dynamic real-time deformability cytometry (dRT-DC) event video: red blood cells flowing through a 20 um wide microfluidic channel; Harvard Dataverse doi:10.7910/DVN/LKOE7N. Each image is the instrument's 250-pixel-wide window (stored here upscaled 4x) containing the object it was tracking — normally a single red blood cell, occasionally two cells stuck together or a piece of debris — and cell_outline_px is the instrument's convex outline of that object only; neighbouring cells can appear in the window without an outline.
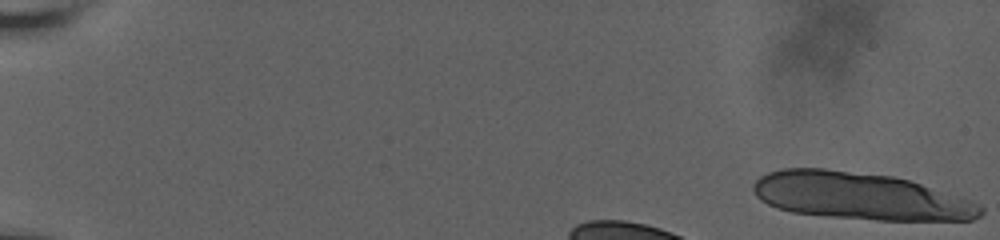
{"species": "human", "species_latin": "Homo sapiens", "temperature_condition": "room temperature", "stored_images_in_passage": 43, "camera_frame_rate_fps": 3000, "um_per_image_px": 0.085, "donor": {"sex": "male"}, "frame": {"image": 1, "passage_image": 1, "time_ms": 0.0, "image_size_px": [1000, 240], "cell_outline_px": [[984, 212], [980, 216], [972, 220], [880, 220], [832, 216], [792, 212], [768, 204], [760, 200], [756, 196], [752, 188], [752, 184], [760, 176], [768, 172], [780, 168], [824, 168], [892, 176], [908, 180], [968, 200], [984, 208]], "centroid_in_image_um": [73.05, 16.66], "position_along_channel_um": 12.0, "area_um2": 61.85}}
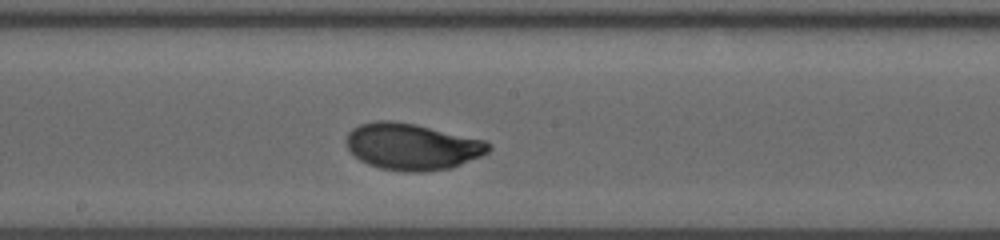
{"frame": {"image": 2, "passage_image": 27, "time_ms": 7.667, "image_size_px": [1000, 240], "cell_outline_px": [[492, 148], [488, 152], [480, 156], [452, 168], [424, 172], [404, 172], [380, 168], [368, 164], [360, 160], [348, 148], [348, 132], [352, 128], [360, 124], [376, 120], [392, 120], [416, 124], [484, 140], [492, 144]], "centroid_in_image_um": [35.05, 12.46], "position_along_channel_um": 213.2, "area_um2": 38.61}}
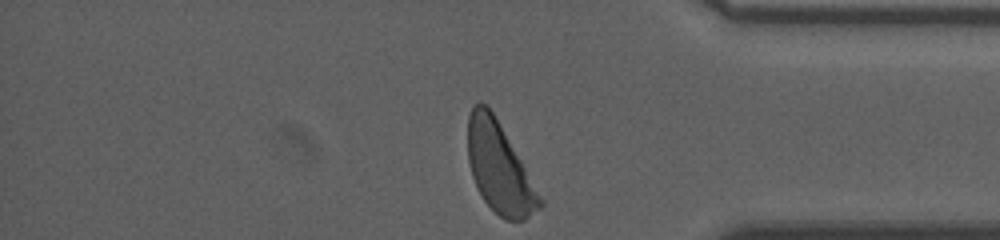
{"frame": {"image": 3, "passage_image": 43, "time_ms": 13.0, "image_size_px": [1000, 240], "cell_outline_px": [[544, 204], [540, 208], [524, 220], [504, 220], [484, 200], [472, 176], [468, 160], [468, 116], [472, 104], [484, 104], [492, 112], [544, 200]], "centroid_in_image_um": [42.44, 14.3], "position_along_channel_um": 392.8, "area_um2": 36.93}, "authors_computed_cell_mechanics": {"area_um2": 38.0324, "velocity_mm_per_s": 3.6071, "shape_relaxation_time_tau1_ms": 2.7885, "shape_relaxation_time_tau2_ms": null, "deformation_change_tau1": 0.1538, "deformation_change_tau2": null}}